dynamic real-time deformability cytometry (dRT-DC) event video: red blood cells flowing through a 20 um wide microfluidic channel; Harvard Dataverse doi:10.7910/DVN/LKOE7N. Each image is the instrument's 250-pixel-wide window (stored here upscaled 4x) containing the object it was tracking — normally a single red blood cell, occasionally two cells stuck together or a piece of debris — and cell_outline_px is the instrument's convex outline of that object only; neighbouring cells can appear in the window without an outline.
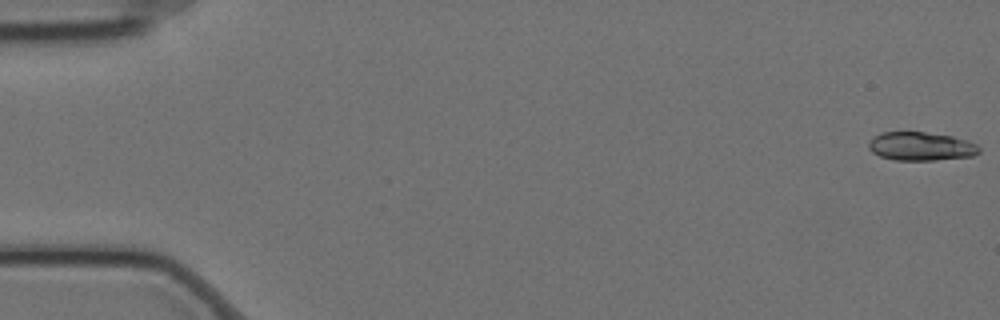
{"species": "Egyptian fruit bat (a non-hibernating species)", "species_latin": "Rousettus aegyptiacus", "temperature_condition": "cold", "stored_images_in_passage": 22, "camera_frame_rate_fps": 3000, "um_per_image_px": 0.085, "animal": {"sex": "female"}, "frame": {"image": 1, "passage_image": 1, "time_ms": 0.0, "image_size_px": [1000, 320], "cell_outline_px": [[980, 152], [972, 156], [932, 160], [896, 160], [880, 156], [872, 152], [868, 148], [868, 144], [872, 136], [880, 132], [924, 132], [952, 136], [968, 140], [976, 144], [980, 148]], "centroid_in_image_um": [78.26, 12.43], "position_along_channel_um": 6.7, "area_um2": 18.44}}
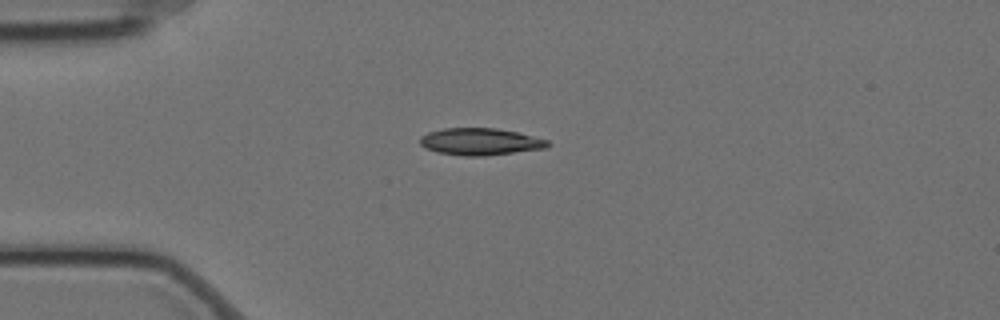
{"frame": {"image": 2, "passage_image": 15, "time_ms": 4.667, "image_size_px": [1000, 320], "cell_outline_px": [[552, 144], [544, 148], [484, 156], [464, 156], [436, 152], [424, 148], [420, 144], [420, 136], [428, 132], [444, 128], [496, 128], [516, 132], [548, 140]], "centroid_in_image_um": [40.77, 12.04], "position_along_channel_um": 44.2, "area_um2": 20.06}}
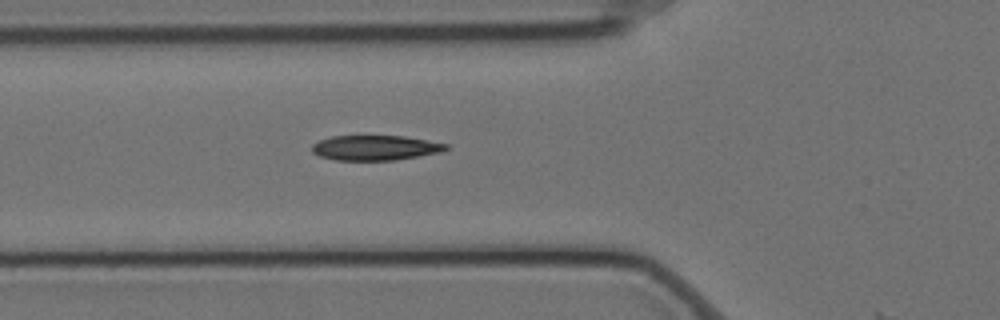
{"frame": {"image": 3, "passage_image": 21, "time_ms": 6.667, "image_size_px": [1000, 320], "cell_outline_px": [[448, 148], [440, 152], [396, 160], [336, 160], [320, 156], [312, 152], [312, 144], [320, 140], [332, 136], [404, 136], [448, 144]], "centroid_in_image_um": [31.88, 12.56], "position_along_channel_um": 93.9, "area_um2": 19.36}}